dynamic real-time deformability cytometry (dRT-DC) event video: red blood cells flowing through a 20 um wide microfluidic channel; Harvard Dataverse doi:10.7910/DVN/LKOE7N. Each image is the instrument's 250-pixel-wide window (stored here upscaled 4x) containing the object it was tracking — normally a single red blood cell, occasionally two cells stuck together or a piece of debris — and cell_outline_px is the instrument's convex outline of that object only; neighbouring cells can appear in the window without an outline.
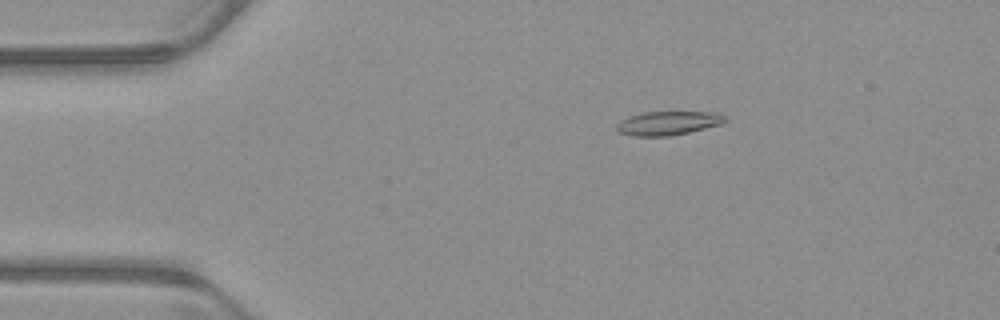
{"species": "common noctule bat (a hibernating species)", "species_latin": "Nyctalus noctula", "temperature_condition": "warm", "stored_images_in_passage": 53, "camera_frame_rate_fps": 3000, "um_per_image_px": 0.085, "animal": {"sex": "male", "body_mass_g": 23.1, "forearm_length_mm": 52.7}, "frame": {"image": 1, "passage_image": 10, "time_ms": 3.0, "image_size_px": [1000, 320], "cell_outline_px": [[724, 120], [720, 124], [688, 132], [668, 136], [632, 136], [620, 132], [616, 128], [616, 124], [620, 120], [628, 116], [644, 112], [712, 112], [724, 116]], "centroid_in_image_um": [56.7, 10.46], "position_along_channel_um": 28.3, "area_um2": 14.8}}
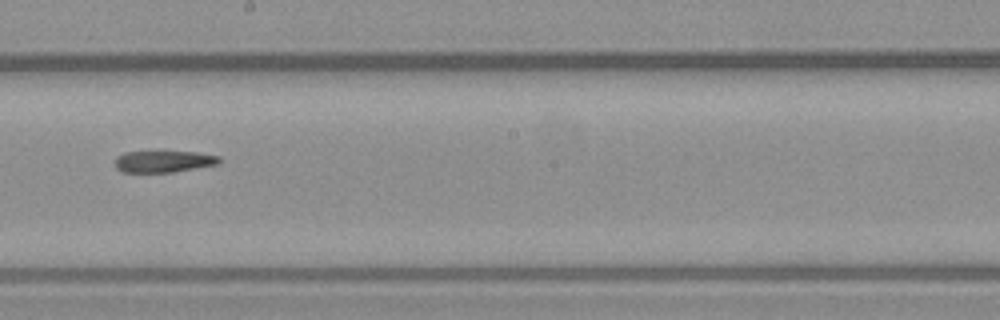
{"frame": {"image": 2, "passage_image": 30, "time_ms": 9.667, "image_size_px": [1000, 320], "cell_outline_px": [[220, 164], [172, 172], [120, 172], [116, 168], [116, 156], [124, 152], [196, 152], [220, 156]], "centroid_in_image_um": [13.91, 13.73], "position_along_channel_um": 234.3, "area_um2": 13.12}}
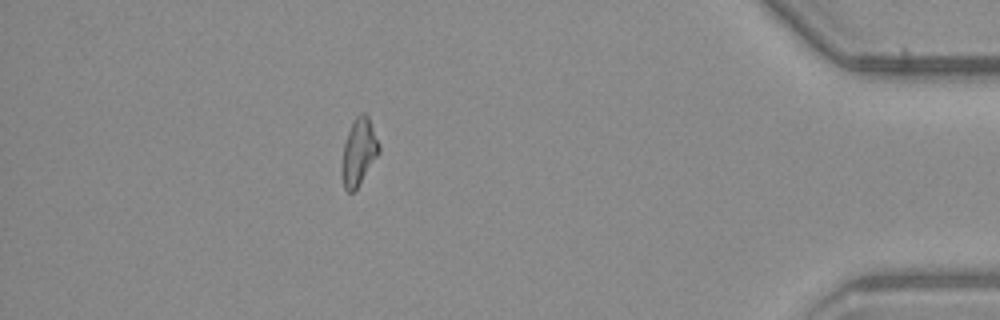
{"frame": {"image": 3, "passage_image": 47, "time_ms": 15.333, "image_size_px": [1000, 320], "cell_outline_px": [[380, 152], [356, 188], [352, 192], [348, 192], [344, 188], [340, 172], [340, 164], [344, 144], [348, 132], [356, 116], [360, 112], [364, 112], [368, 116], [380, 144]], "centroid_in_image_um": [30.48, 12.91], "position_along_channel_um": 404.7, "area_um2": 14.51}}